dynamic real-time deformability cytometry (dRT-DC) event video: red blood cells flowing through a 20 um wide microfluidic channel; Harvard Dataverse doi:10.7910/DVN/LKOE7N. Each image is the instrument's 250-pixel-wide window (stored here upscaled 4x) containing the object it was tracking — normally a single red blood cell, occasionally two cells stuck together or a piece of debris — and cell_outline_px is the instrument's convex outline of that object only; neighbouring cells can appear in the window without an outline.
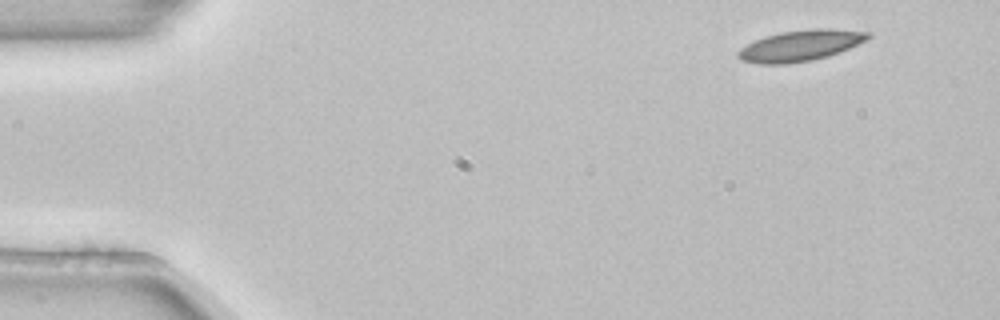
{"species": "common noctule bat (a hibernating species)", "species_latin": "Nyctalus noctula", "temperature_condition": "room temperature", "stored_images_in_passage": 6, "camera_frame_rate_fps": 3000, "um_per_image_px": 0.085, "animal": {"sex": "female", "body_mass_g": 22.7, "forearm_length_mm": 54.2}, "frame": {"image": 1, "passage_image": 1, "time_ms": 0.0, "image_size_px": [1000, 320], "cell_outline_px": [[872, 36], [848, 48], [828, 56], [812, 60], [788, 64], [760, 64], [740, 60], [736, 56], [736, 52], [740, 48], [764, 36], [780, 32], [812, 28], [832, 28], [872, 32]], "centroid_in_image_um": [68.01, 3.87], "position_along_channel_um": 17.0, "area_um2": 23.52}}